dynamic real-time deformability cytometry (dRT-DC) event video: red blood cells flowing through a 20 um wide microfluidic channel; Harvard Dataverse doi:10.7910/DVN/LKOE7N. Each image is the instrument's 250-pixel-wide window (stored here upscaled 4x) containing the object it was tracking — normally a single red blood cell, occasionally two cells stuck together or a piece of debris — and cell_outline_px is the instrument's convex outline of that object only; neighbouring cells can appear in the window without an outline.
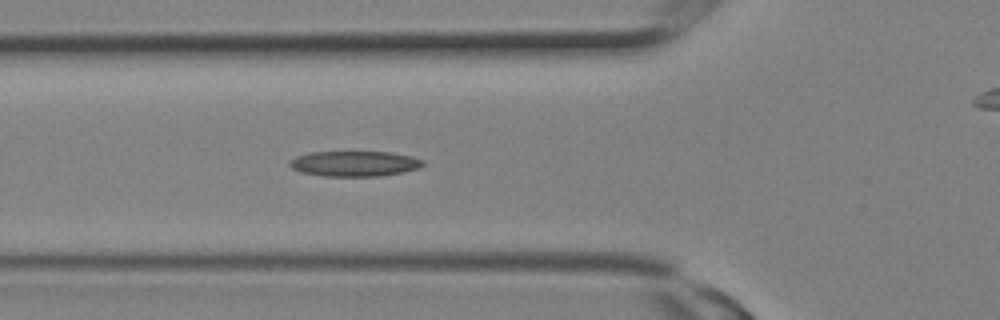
{"species": "Egyptian fruit bat (a non-hibernating species)", "species_latin": "Rousettus aegyptiacus", "temperature_condition": "room temperature", "stored_images_in_passage": 9, "camera_frame_rate_fps": 3000, "um_per_image_px": 0.085, "animal": {"sex": "female"}, "frame": {"image": 1, "passage_image": 9, "time_ms": 2.667, "image_size_px": [1000, 320], "cell_outline_px": [[424, 164], [420, 168], [404, 172], [380, 176], [324, 176], [300, 172], [292, 168], [288, 164], [288, 160], [296, 156], [308, 152], [392, 152], [412, 156], [424, 160]], "centroid_in_image_um": [30.13, 13.91], "position_along_channel_um": 95.7, "area_um2": 19.94}}